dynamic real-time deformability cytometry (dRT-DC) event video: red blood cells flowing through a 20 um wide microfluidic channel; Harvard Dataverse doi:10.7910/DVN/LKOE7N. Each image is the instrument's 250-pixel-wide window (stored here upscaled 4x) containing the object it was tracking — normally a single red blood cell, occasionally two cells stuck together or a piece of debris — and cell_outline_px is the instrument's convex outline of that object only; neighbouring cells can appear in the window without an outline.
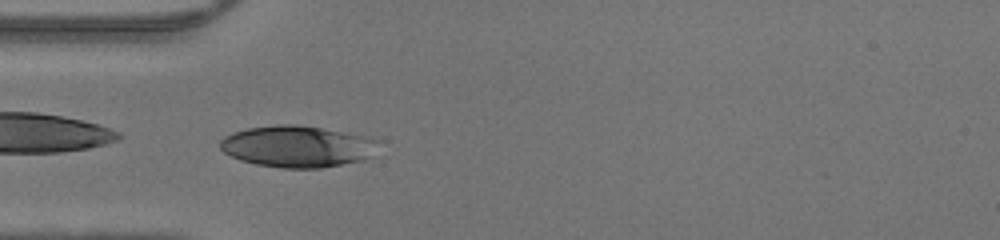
{"species": "human", "species_latin": "Homo sapiens", "temperature_condition": "warm", "stored_images_in_passage": 34, "camera_frame_rate_fps": 3000, "um_per_image_px": 0.085, "donor": {"sex": "male"}, "frame": {"image": 1, "passage_image": 1, "time_ms": 0.0, "image_size_px": [1000, 240], "cell_outline_px": [[380, 140], [372, 156], [364, 160], [320, 168], [280, 168], [256, 164], [240, 160], [224, 152], [220, 148], [220, 140], [224, 136], [232, 132], [248, 128], [276, 124], [296, 124], [372, 136]], "centroid_in_image_um": [25.31, 12.44], "position_along_channel_um": 59.7, "area_um2": 38.73}}
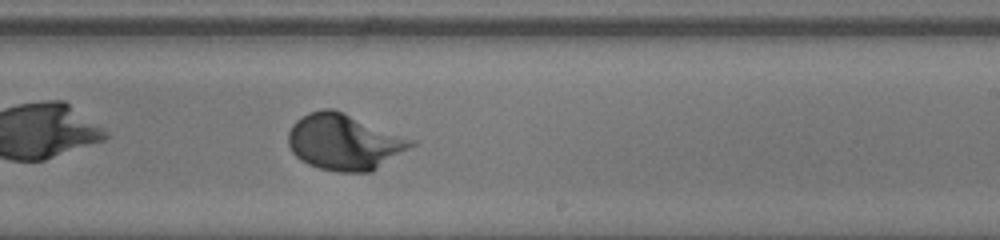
{"frame": {"image": 2, "passage_image": 15, "time_ms": 4.667, "image_size_px": [1000, 240], "cell_outline_px": [[416, 144], [372, 172], [336, 172], [320, 168], [308, 164], [300, 160], [292, 152], [288, 144], [288, 132], [292, 124], [296, 120], [308, 112], [324, 108], [332, 108], [344, 112], [416, 140]], "centroid_in_image_um": [29.26, 12.06], "position_along_channel_um": 259.7, "area_um2": 40.34}}
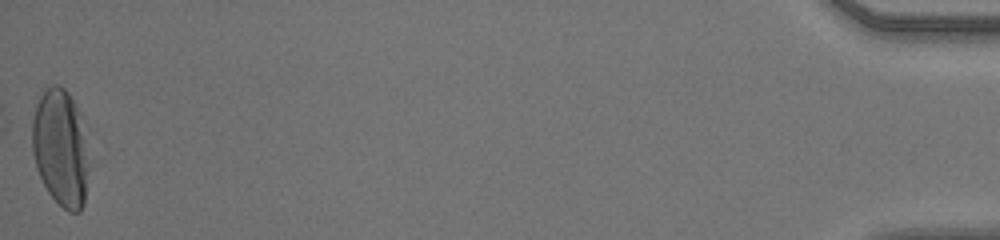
{"frame": {"image": 3, "passage_image": 34, "time_ms": 11.0, "image_size_px": [1000, 240], "cell_outline_px": [[88, 164], [84, 204], [80, 212], [68, 212], [48, 192], [36, 168], [32, 152], [32, 120], [36, 104], [40, 96], [52, 84], [56, 84], [64, 88], [68, 92], [80, 116]], "centroid_in_image_um": [5.12, 12.58], "position_along_channel_um": 430.1, "area_um2": 38.09}}